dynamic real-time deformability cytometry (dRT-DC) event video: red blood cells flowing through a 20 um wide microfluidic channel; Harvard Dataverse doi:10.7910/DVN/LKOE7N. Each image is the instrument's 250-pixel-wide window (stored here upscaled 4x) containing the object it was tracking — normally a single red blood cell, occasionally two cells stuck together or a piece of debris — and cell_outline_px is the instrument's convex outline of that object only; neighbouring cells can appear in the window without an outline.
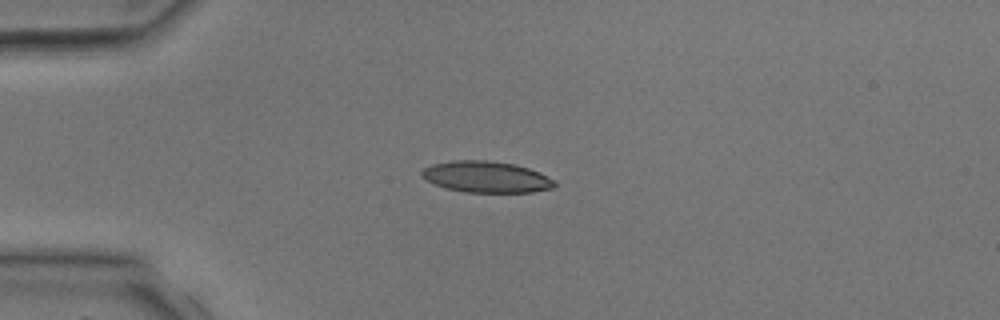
{"species": "common noctule bat (a hibernating species)", "species_latin": "Nyctalus noctula", "temperature_condition": "room temperature", "stored_images_in_passage": 3, "camera_frame_rate_fps": 3000, "um_per_image_px": 0.085, "animal": {"sex": "male", "body_mass_g": 17.9, "forearm_length_mm": 54.2}, "frame": {"image": 1, "passage_image": 3, "time_ms": 2.667, "image_size_px": [1000, 320], "cell_outline_px": [[556, 184], [552, 188], [532, 192], [464, 192], [448, 188], [436, 184], [420, 176], [420, 172], [424, 168], [432, 164], [452, 160], [488, 160], [516, 164], [540, 172], [556, 180]], "centroid_in_image_um": [41.36, 15.02], "position_along_channel_um": 43.6, "area_um2": 24.28}}